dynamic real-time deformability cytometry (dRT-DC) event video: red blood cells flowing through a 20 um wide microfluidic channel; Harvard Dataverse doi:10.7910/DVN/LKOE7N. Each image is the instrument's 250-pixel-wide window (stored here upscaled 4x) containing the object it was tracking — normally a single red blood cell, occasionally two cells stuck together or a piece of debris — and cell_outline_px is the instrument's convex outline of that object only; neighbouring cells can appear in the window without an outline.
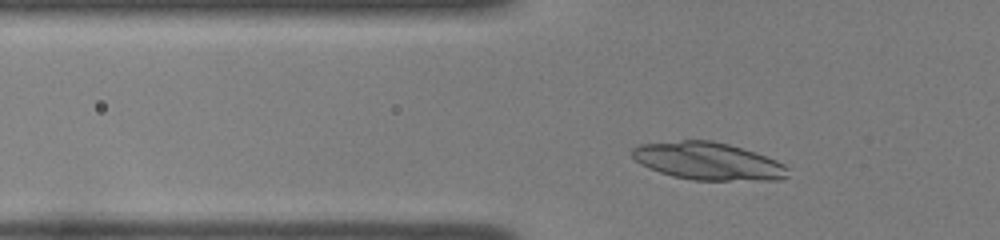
{"species": "common noctule bat (a hibernating species)", "species_latin": "Nyctalus noctula", "temperature_condition": "room temperature", "stored_images_in_passage": 34, "camera_frame_rate_fps": 3000, "um_per_image_px": 0.085, "animal": {"sex": "female", "body_mass_g": 22.0, "forearm_length_mm": 56.7}, "frame": {"image": 1, "passage_image": 6, "time_ms": 1.667, "image_size_px": [1000, 240], "cell_outline_px": [[788, 176], [780, 180], [692, 180], [660, 172], [648, 168], [640, 164], [632, 156], [632, 148], [640, 144], [684, 140], [712, 140], [728, 144], [776, 160], [784, 164], [788, 168]], "centroid_in_image_um": [60.18, 13.7], "position_along_channel_um": 65.6, "area_um2": 33.81}}
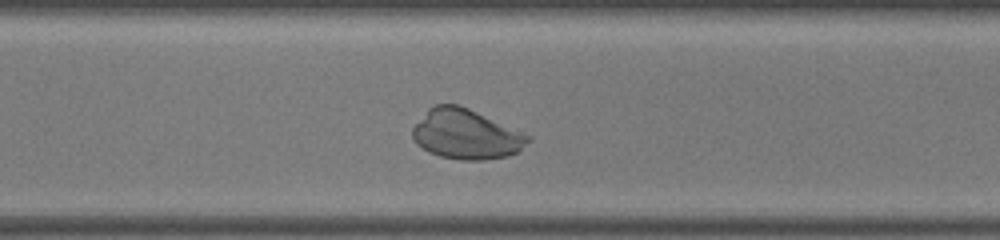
{"frame": {"image": 2, "passage_image": 27, "time_ms": 8.667, "image_size_px": [1000, 240], "cell_outline_px": [[532, 140], [516, 152], [508, 156], [484, 160], [460, 160], [440, 156], [428, 152], [416, 144], [412, 136], [412, 128], [428, 108], [436, 104], [456, 104], [468, 108], [532, 136]], "centroid_in_image_um": [39.6, 11.42], "position_along_channel_um": 331.0, "area_um2": 33.58}}
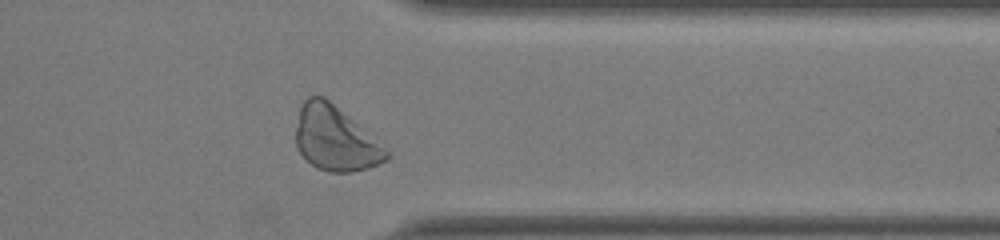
{"frame": {"image": 3, "passage_image": 31, "time_ms": 10.0, "image_size_px": [1000, 240], "cell_outline_px": [[392, 156], [388, 160], [368, 168], [352, 172], [328, 172], [316, 168], [300, 152], [296, 144], [296, 128], [300, 108], [304, 100], [308, 96], [324, 96], [388, 152]], "centroid_in_image_um": [28.46, 11.81], "position_along_channel_um": 382.9, "area_um2": 33.12}}